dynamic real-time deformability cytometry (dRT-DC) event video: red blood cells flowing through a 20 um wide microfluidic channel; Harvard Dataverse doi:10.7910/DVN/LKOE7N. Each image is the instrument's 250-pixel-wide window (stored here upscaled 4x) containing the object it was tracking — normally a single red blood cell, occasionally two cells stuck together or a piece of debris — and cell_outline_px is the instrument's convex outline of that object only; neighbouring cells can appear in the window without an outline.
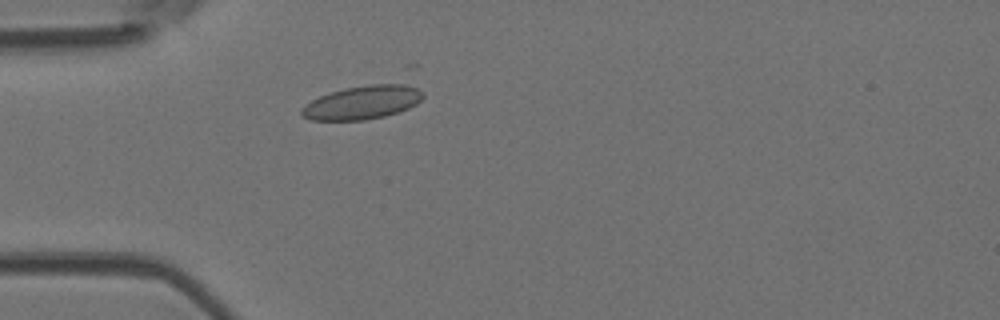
{"species": "Egyptian fruit bat (a non-hibernating species)", "species_latin": "Rousettus aegyptiacus", "temperature_condition": "room temperature", "stored_images_in_passage": 4, "camera_frame_rate_fps": 3000, "um_per_image_px": 0.085, "animal": {"sex": "female"}, "frame": {"image": 1, "passage_image": 3, "time_ms": 3.333, "image_size_px": [1000, 320], "cell_outline_px": [[424, 96], [416, 104], [408, 108], [384, 116], [364, 120], [308, 120], [300, 116], [300, 108], [304, 104], [328, 92], [344, 88], [400, 80], [404, 80], [424, 92]], "centroid_in_image_um": [30.84, 8.66], "position_along_channel_um": 54.2, "area_um2": 24.57}}